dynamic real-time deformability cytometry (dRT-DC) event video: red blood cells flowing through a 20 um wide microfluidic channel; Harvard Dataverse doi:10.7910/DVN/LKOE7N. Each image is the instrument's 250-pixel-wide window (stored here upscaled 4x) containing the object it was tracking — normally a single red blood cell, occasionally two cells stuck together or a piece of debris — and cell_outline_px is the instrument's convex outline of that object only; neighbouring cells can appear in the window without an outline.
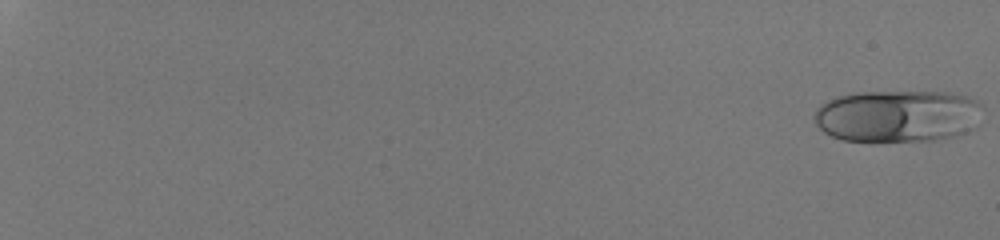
{"species": "human", "species_latin": "Homo sapiens", "temperature_condition": "room temperature", "stored_images_in_passage": 53, "camera_frame_rate_fps": 3000, "um_per_image_px": 0.085, "donor": {"sex": "male"}, "frame": {"image": 1, "passage_image": 1, "time_ms": 0.0, "image_size_px": [1000, 240], "cell_outline_px": [[984, 108], [976, 128], [956, 136], [936, 140], [844, 140], [832, 136], [824, 132], [816, 124], [812, 116], [816, 108], [820, 104], [836, 96], [856, 92], [948, 92], [968, 96], [984, 104]], "centroid_in_image_um": [76.35, 9.84], "position_along_channel_um": 8.7, "area_um2": 51.73}}
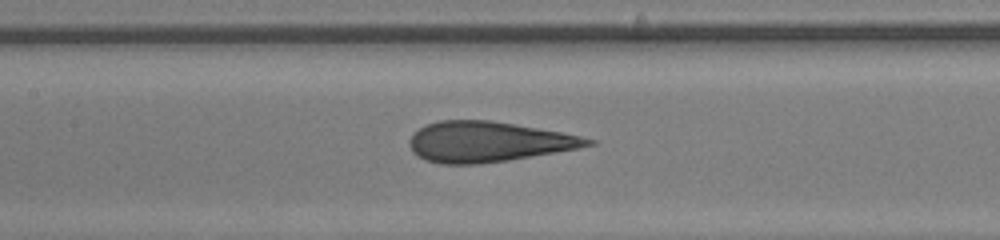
{"frame": {"image": 2, "passage_image": 31, "time_ms": 10.0, "image_size_px": [1000, 240], "cell_outline_px": [[596, 144], [580, 148], [508, 160], [480, 164], [440, 164], [424, 160], [412, 152], [408, 144], [408, 140], [420, 128], [428, 124], [440, 120], [488, 120], [560, 132], [580, 136], [596, 140]], "centroid_in_image_um": [41.46, 12.06], "position_along_channel_um": 165.9, "area_um2": 41.73}}
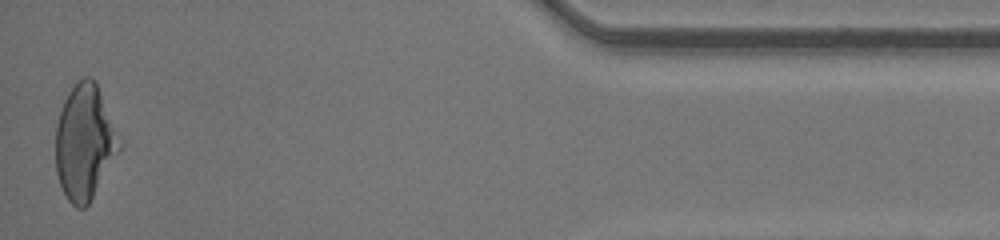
{"frame": {"image": 3, "passage_image": 53, "time_ms": 17.333, "image_size_px": [1000, 240], "cell_outline_px": [[120, 152], [88, 204], [84, 208], [76, 208], [68, 200], [60, 184], [56, 172], [56, 128], [60, 112], [64, 100], [68, 92], [84, 76], [88, 76], [96, 80], [116, 132], [120, 144]], "centroid_in_image_um": [7.18, 12.11], "position_along_channel_um": 428.0, "area_um2": 42.14}, "authors_computed_cell_mechanics": {"area_um2": 43.2344, "velocity_mm_per_s": 4.3187, "shape_relaxation_time_tau1_ms": 9.5632, "shape_relaxation_time_tau2_ms": null, "deformation_change_tau1": 0.2863, "deformation_change_tau2": null}}